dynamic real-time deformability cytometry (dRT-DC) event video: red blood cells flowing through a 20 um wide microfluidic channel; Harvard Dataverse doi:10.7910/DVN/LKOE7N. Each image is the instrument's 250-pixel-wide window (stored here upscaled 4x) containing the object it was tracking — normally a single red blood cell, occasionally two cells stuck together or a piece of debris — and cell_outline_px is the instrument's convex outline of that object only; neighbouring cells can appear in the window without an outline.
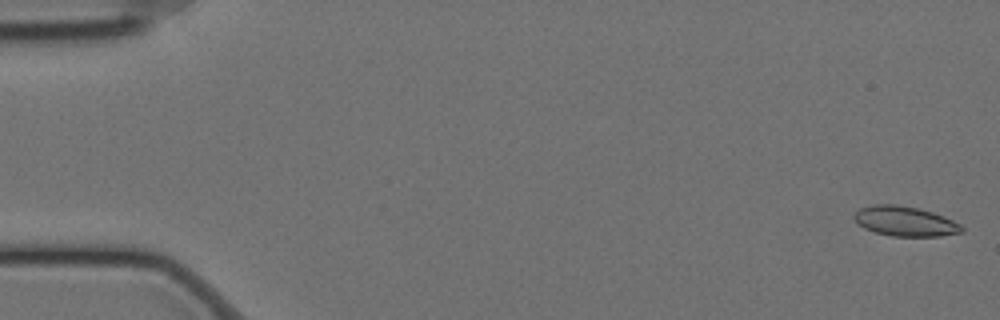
{"species": "Egyptian fruit bat (a non-hibernating species)", "species_latin": "Rousettus aegyptiacus", "temperature_condition": "cold", "stored_images_in_passage": 18, "camera_frame_rate_fps": 3000, "um_per_image_px": 0.085, "animal": {"sex": "female"}, "frame": {"image": 1, "passage_image": 2, "time_ms": 0.333, "image_size_px": [1000, 320], "cell_outline_px": [[964, 232], [940, 236], [892, 236], [876, 232], [864, 228], [856, 224], [852, 216], [860, 208], [872, 204], [896, 204], [916, 208], [932, 212], [944, 216], [960, 224], [964, 228]], "centroid_in_image_um": [76.9, 18.8], "position_along_channel_um": 8.1, "area_um2": 18.79}}
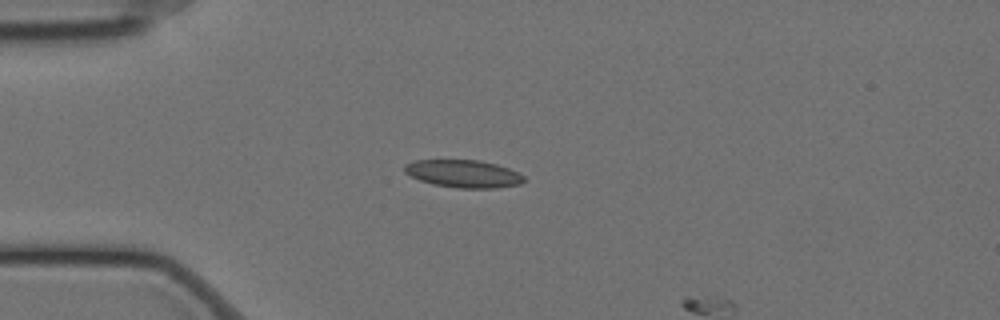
{"frame": {"image": 2, "passage_image": 16, "time_ms": 5.0, "image_size_px": [1000, 320], "cell_outline_px": [[524, 180], [520, 184], [496, 188], [456, 188], [432, 184], [420, 180], [404, 172], [404, 164], [416, 160], [480, 160], [496, 164], [508, 168], [524, 176]], "centroid_in_image_um": [39.37, 14.77], "position_along_channel_um": 45.6, "area_um2": 19.19}}